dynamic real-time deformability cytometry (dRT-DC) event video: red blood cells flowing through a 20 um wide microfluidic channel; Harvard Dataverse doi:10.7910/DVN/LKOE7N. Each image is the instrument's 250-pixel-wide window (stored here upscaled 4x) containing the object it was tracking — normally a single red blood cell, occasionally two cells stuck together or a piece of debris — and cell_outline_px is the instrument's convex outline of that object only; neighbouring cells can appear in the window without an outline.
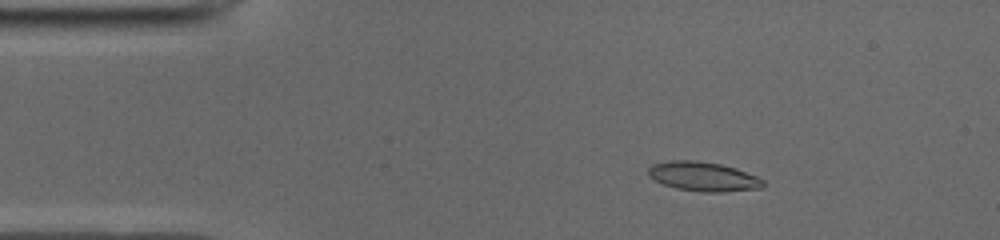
{"species": "common noctule bat (a hibernating species)", "species_latin": "Nyctalus noctula", "temperature_condition": "cold", "stored_images_in_passage": 46, "camera_frame_rate_fps": 3000, "um_per_image_px": 0.085, "animal": {"sex": "male", "body_mass_g": 19.0, "forearm_length_mm": 50.8}, "frame": {"image": 1, "passage_image": 4, "time_ms": 1.0, "image_size_px": [1000, 240], "cell_outline_px": [[764, 184], [760, 188], [724, 192], [704, 192], [676, 188], [664, 184], [648, 176], [648, 168], [652, 164], [668, 160], [696, 160], [720, 164], [736, 168], [756, 176], [764, 180]], "centroid_in_image_um": [59.76, 14.99], "position_along_channel_um": 25.2, "area_um2": 19.59}}
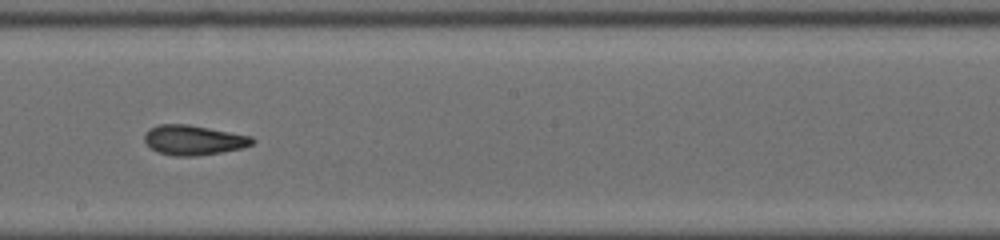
{"frame": {"image": 2, "passage_image": 24, "time_ms": 7.667, "image_size_px": [1000, 240], "cell_outline_px": [[256, 140], [252, 144], [244, 148], [196, 156], [176, 156], [160, 152], [152, 148], [144, 140], [144, 132], [148, 128], [160, 124], [188, 124], [252, 136]], "centroid_in_image_um": [16.46, 11.89], "position_along_channel_um": 231.7, "area_um2": 18.73}}
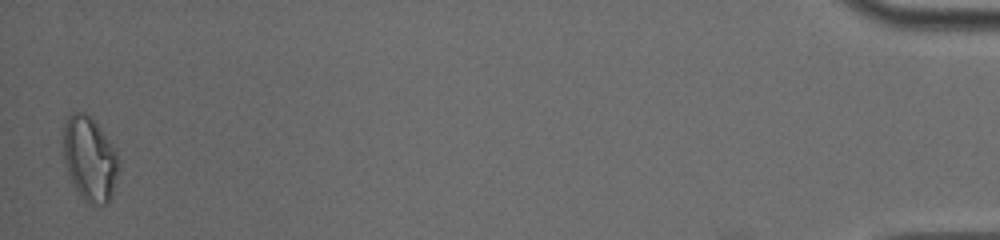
{"frame": {"image": 3, "passage_image": 46, "time_ms": 15.0, "image_size_px": [1000, 240], "cell_outline_px": [[120, 168], [112, 196], [108, 204], [100, 208], [88, 204], [80, 196], [72, 184], [68, 172], [64, 156], [64, 124], [68, 116], [72, 112], [84, 112], [100, 128], [116, 152], [120, 164]], "centroid_in_image_um": [7.65, 13.59], "position_along_channel_um": 427.5, "area_um2": 27.4}, "authors_computed_cell_mechanics": {"area_um2": 18.9873, "velocity_mm_per_s": 3.9637, "shape_relaxation_time_tau1_ms": 6.5963, "shape_relaxation_time_tau2_ms": 2.2496, "deformation_change_tau1": 0.2023, "deformation_change_tau2": 0.097}}